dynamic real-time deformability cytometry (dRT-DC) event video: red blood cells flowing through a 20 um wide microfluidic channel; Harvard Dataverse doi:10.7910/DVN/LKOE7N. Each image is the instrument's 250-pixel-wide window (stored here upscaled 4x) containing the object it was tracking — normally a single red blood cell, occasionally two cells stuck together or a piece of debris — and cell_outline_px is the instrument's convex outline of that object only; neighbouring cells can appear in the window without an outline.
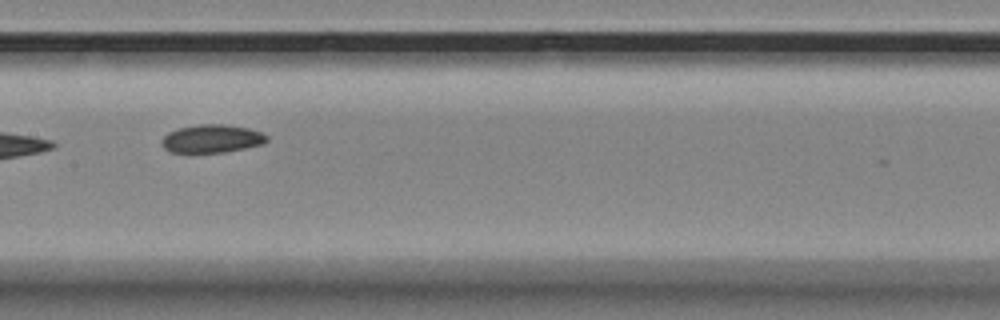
{"species": "Egyptian fruit bat (a non-hibernating species)", "species_latin": "Rousettus aegyptiacus", "temperature_condition": "room temperature", "stored_images_in_passage": 15, "camera_frame_rate_fps": 3000, "um_per_image_px": 0.085, "animal": {"sex": "female"}, "frame": {"image": 1, "passage_image": 8, "time_ms": 2.333, "image_size_px": [1000, 320], "cell_outline_px": [[268, 140], [264, 144], [224, 152], [172, 152], [164, 148], [160, 144], [160, 140], [168, 132], [180, 128], [200, 124], [224, 124], [248, 128], [260, 132], [268, 136]], "centroid_in_image_um": [18.0, 11.78], "position_along_channel_um": 189.4, "area_um2": 17.17}}
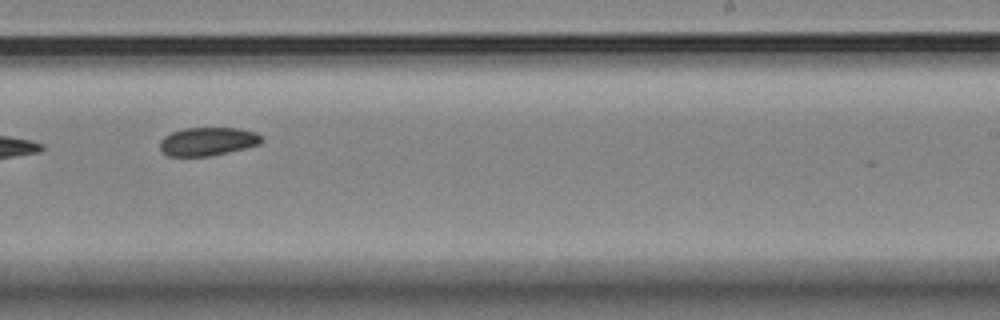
{"frame": {"image": 2, "passage_image": 10, "time_ms": 3.0, "image_size_px": [1000, 320], "cell_outline_px": [[264, 140], [260, 144], [212, 156], [168, 156], [160, 152], [160, 140], [164, 136], [172, 132], [184, 128], [240, 128], [256, 132]], "centroid_in_image_um": [17.64, 12.02], "position_along_channel_um": 271.4, "area_um2": 16.94}}
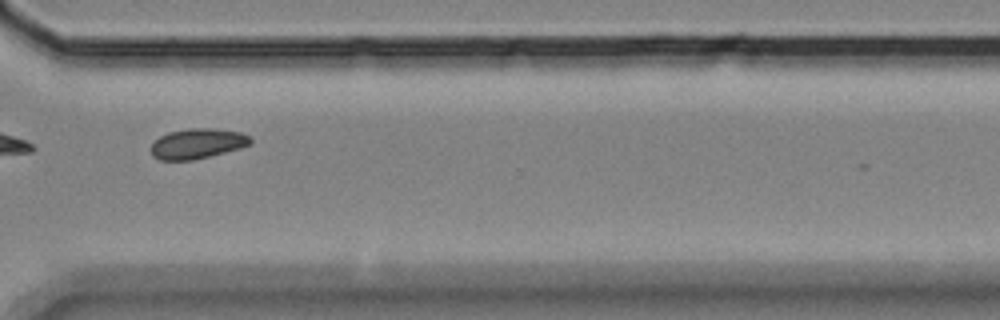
{"frame": {"image": 3, "passage_image": 12, "time_ms": 3.667, "image_size_px": [1000, 320], "cell_outline_px": [[252, 144], [240, 148], [192, 160], [160, 160], [152, 156], [148, 148], [160, 136], [168, 132], [188, 128], [212, 128], [240, 132], [252, 136]], "centroid_in_image_um": [16.76, 12.2], "position_along_channel_um": 353.8, "area_um2": 17.63}}